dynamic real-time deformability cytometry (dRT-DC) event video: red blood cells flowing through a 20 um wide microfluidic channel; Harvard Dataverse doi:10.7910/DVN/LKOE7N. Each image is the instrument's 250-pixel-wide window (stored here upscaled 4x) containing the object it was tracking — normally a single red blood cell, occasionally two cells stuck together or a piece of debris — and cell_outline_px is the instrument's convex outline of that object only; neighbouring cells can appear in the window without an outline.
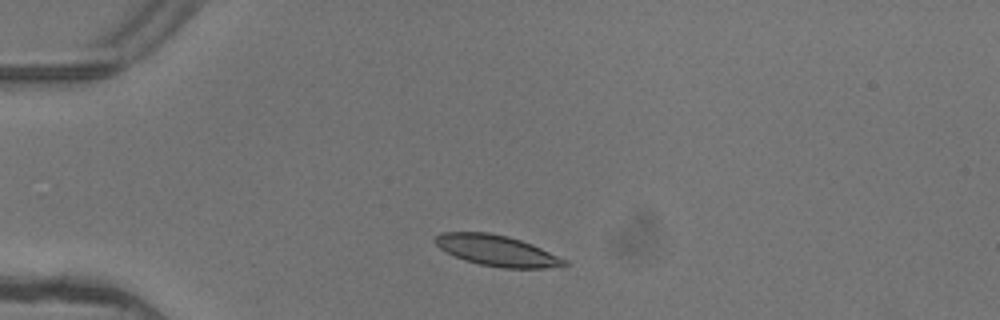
{"species": "common noctule bat (a hibernating species)", "species_latin": "Nyctalus noctula", "temperature_condition": "warm", "stored_images_in_passage": 2, "camera_frame_rate_fps": 3000, "um_per_image_px": 0.085, "animal": {"sex": "female"}, "frame": {"image": 1, "passage_image": 1, "time_ms": 0.0, "image_size_px": [1000, 320], "cell_outline_px": [[568, 264], [564, 268], [504, 268], [480, 264], [464, 260], [440, 248], [432, 240], [440, 232], [488, 232], [508, 236], [532, 244], [568, 260]], "centroid_in_image_um": [42.29, 21.31], "position_along_channel_um": 42.7, "area_um2": 23.35}}